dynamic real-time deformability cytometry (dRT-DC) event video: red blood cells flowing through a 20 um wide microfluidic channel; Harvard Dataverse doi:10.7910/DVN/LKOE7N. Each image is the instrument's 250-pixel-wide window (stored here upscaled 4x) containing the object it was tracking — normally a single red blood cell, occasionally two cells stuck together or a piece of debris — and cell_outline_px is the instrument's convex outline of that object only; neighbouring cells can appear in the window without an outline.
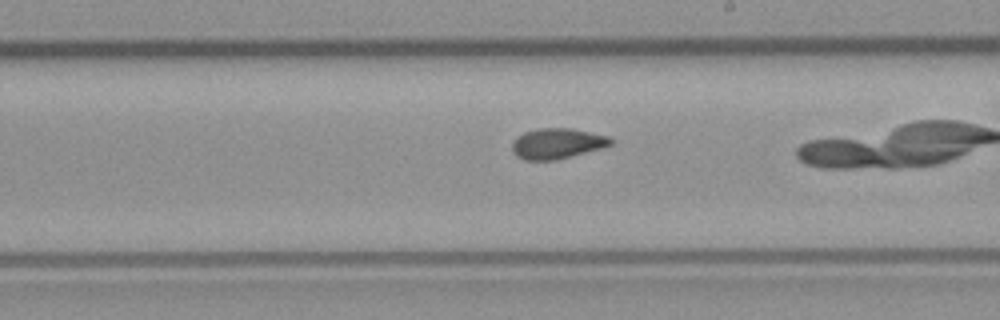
{"species": "common noctule bat (a hibernating species)", "species_latin": "Nyctalus noctula", "temperature_condition": "room temperature", "stored_images_in_passage": 25, "camera_frame_rate_fps": 3000, "um_per_image_px": 0.085, "animal": {"sex": "male", "body_mass_g": 23.1, "forearm_length_mm": 52.7}, "frame": {"image": 1, "passage_image": 15, "time_ms": 4.667, "image_size_px": [1000, 320], "cell_outline_px": [[612, 144], [600, 148], [556, 160], [524, 160], [516, 156], [512, 148], [512, 144], [524, 132], [540, 128], [572, 128], [608, 136], [612, 140]], "centroid_in_image_um": [47.35, 12.2], "position_along_channel_um": 241.6, "area_um2": 17.22}}
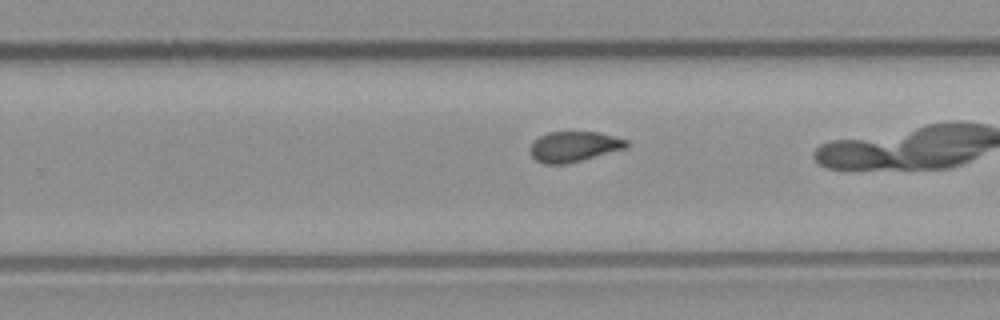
{"frame": {"image": 2, "passage_image": 18, "time_ms": 5.667, "image_size_px": [1000, 320], "cell_outline_px": [[628, 148], [564, 164], [544, 164], [536, 160], [532, 156], [532, 140], [548, 132], [596, 132], [628, 140]], "centroid_in_image_um": [48.79, 12.45], "position_along_channel_um": 281.0, "area_um2": 16.82}}